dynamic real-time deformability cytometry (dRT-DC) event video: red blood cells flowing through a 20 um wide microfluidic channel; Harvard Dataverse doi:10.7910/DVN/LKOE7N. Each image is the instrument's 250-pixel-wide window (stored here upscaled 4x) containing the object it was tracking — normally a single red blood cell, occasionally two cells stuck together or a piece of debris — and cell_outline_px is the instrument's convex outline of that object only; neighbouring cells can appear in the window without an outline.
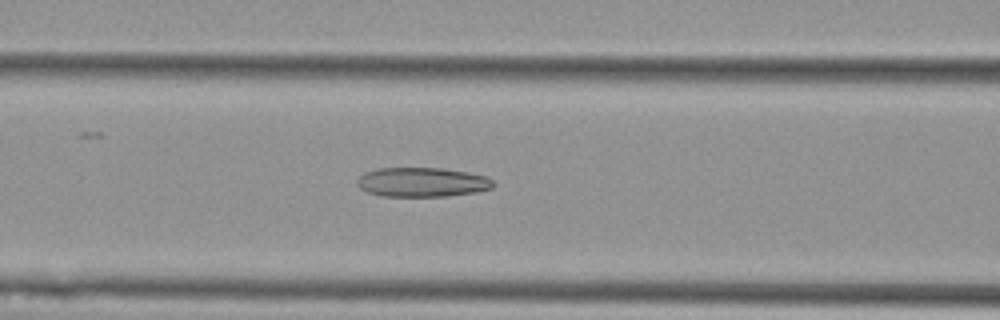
{"species": "Egyptian fruit bat (a non-hibernating species)", "species_latin": "Rousettus aegyptiacus", "temperature_condition": "cold", "stored_images_in_passage": 56, "camera_frame_rate_fps": 3000, "um_per_image_px": 0.085, "animal": {"sex": "female"}, "frame": {"image": 1, "passage_image": 23, "time_ms": 7.333, "image_size_px": [1000, 320], "cell_outline_px": [[496, 184], [492, 188], [476, 192], [448, 196], [380, 196], [368, 192], [360, 188], [356, 184], [356, 180], [364, 172], [376, 168], [444, 168], [468, 172], [488, 176]], "centroid_in_image_um": [35.89, 15.48], "position_along_channel_um": 130.7, "area_um2": 23.58}}
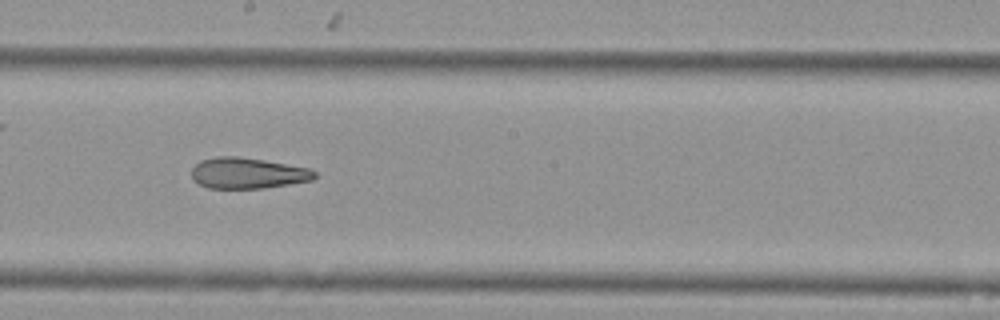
{"frame": {"image": 2, "passage_image": 31, "time_ms": 10.0, "image_size_px": [1000, 320], "cell_outline_px": [[316, 176], [312, 180], [264, 188], [208, 188], [192, 180], [192, 168], [200, 160], [216, 156], [236, 156], [264, 160], [312, 168], [316, 172]], "centroid_in_image_um": [21.05, 14.71], "position_along_channel_um": 227.1, "area_um2": 22.25}}
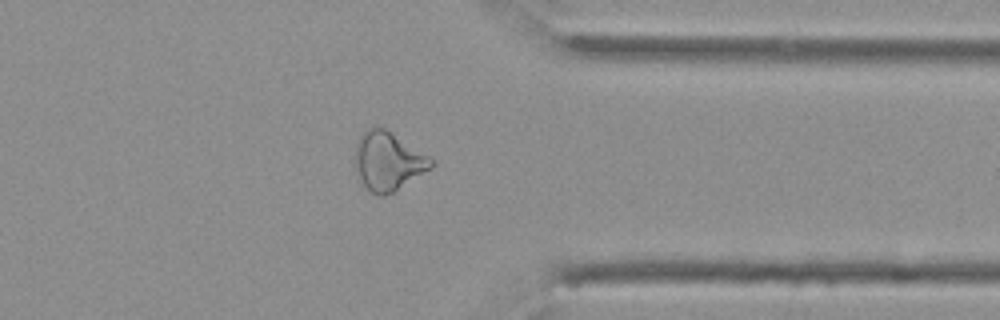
{"frame": {"image": 3, "passage_image": 44, "time_ms": 14.333, "image_size_px": [1000, 320], "cell_outline_px": [[436, 164], [432, 168], [392, 192], [384, 196], [376, 196], [364, 184], [356, 168], [356, 144], [360, 136], [368, 128], [384, 128], [436, 160]], "centroid_in_image_um": [33.03, 13.71], "position_along_channel_um": 378.4, "area_um2": 25.43}, "authors_computed_cell_mechanics": {"area_um2": 27.0215, "velocity_mm_per_s": 3.6352, "shape_relaxation_time_tau1_ms": null, "shape_relaxation_time_tau2_ms": 4.2707, "deformation_change_tau1": null, "deformation_change_tau2": 0.1411}}